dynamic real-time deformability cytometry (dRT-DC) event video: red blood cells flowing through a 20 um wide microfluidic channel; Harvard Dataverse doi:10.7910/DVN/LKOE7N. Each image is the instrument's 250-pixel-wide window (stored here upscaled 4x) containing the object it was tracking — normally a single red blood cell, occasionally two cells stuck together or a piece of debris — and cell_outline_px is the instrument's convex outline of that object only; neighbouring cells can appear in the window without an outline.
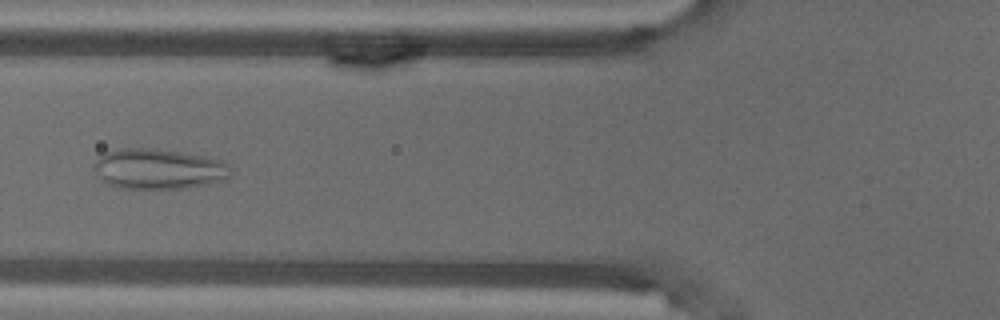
{"species": "common noctule bat (a hibernating species)", "species_latin": "Nyctalus noctula", "temperature_condition": "warm", "stored_images_in_passage": 48, "camera_frame_rate_fps": 3000, "um_per_image_px": 0.085, "animal": {"sex": "male", "body_mass_g": 18.8}, "frame": {"image": 1, "passage_image": 14, "time_ms": 4.333, "image_size_px": [1000, 320], "cell_outline_px": [[232, 176], [228, 180], [184, 188], [116, 188], [108, 184], [92, 168], [92, 164], [104, 152], [120, 148], [152, 148], [180, 152], [204, 156], [224, 160], [232, 168]], "centroid_in_image_um": [13.52, 14.35], "position_along_channel_um": 112.3, "area_um2": 32.48}}
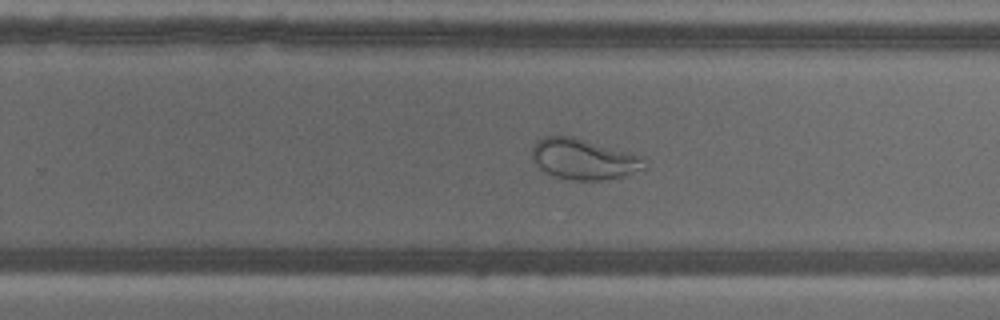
{"frame": {"image": 2, "passage_image": 28, "time_ms": 9.0, "image_size_px": [1000, 320], "cell_outline_px": [[648, 168], [624, 176], [600, 180], [572, 180], [556, 176], [544, 172], [532, 160], [532, 148], [536, 140], [544, 136], [572, 136], [632, 152], [644, 156]], "centroid_in_image_um": [49.65, 13.52], "position_along_channel_um": 280.1, "area_um2": 27.05}}
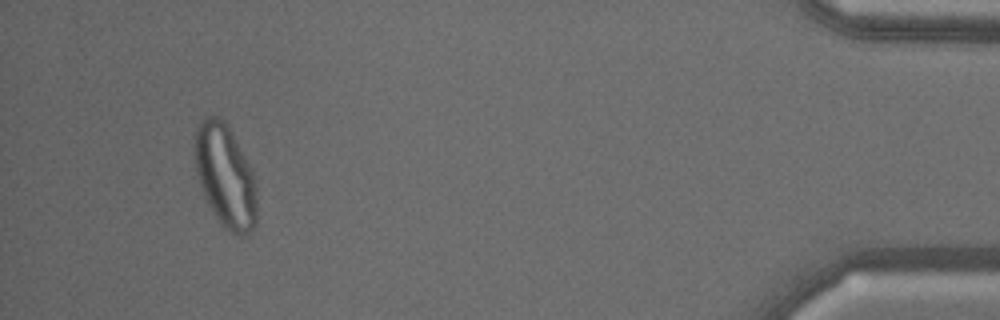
{"frame": {"image": 3, "passage_image": 45, "time_ms": 14.667, "image_size_px": [1000, 320], "cell_outline_px": [[256, 224], [244, 236], [236, 236], [224, 228], [220, 224], [208, 204], [204, 196], [196, 172], [192, 156], [192, 148], [196, 128], [200, 120], [204, 116], [220, 116], [228, 124], [252, 168], [256, 188]], "centroid_in_image_um": [19.12, 14.92], "position_along_channel_um": 416.1, "area_um2": 38.15}}